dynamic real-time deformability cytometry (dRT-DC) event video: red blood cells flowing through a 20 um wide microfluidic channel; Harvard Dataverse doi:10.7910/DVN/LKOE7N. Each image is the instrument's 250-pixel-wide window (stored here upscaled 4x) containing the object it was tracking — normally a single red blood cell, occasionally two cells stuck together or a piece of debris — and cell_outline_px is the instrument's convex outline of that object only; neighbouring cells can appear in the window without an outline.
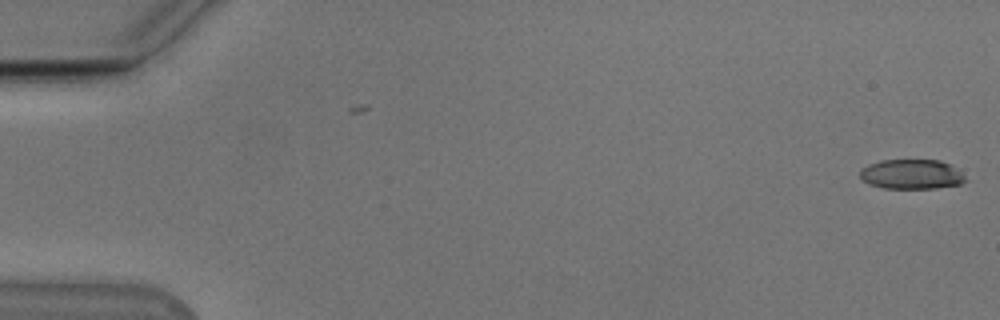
{"species": "Egyptian fruit bat (a non-hibernating species)", "species_latin": "Rousettus aegyptiacus", "temperature_condition": "cold", "stored_images_in_passage": 5, "camera_frame_rate_fps": 3000, "um_per_image_px": 0.085, "animal": {"sex": "male"}, "frame": {"image": 1, "passage_image": 5, "time_ms": 1.333, "image_size_px": [1000, 320], "cell_outline_px": [[968, 180], [960, 184], [936, 188], [884, 188], [868, 184], [860, 180], [860, 168], [868, 164], [880, 160], [940, 160], [948, 164], [960, 172]], "centroid_in_image_um": [77.42, 14.81], "position_along_channel_um": 7.6, "area_um2": 18.32}}